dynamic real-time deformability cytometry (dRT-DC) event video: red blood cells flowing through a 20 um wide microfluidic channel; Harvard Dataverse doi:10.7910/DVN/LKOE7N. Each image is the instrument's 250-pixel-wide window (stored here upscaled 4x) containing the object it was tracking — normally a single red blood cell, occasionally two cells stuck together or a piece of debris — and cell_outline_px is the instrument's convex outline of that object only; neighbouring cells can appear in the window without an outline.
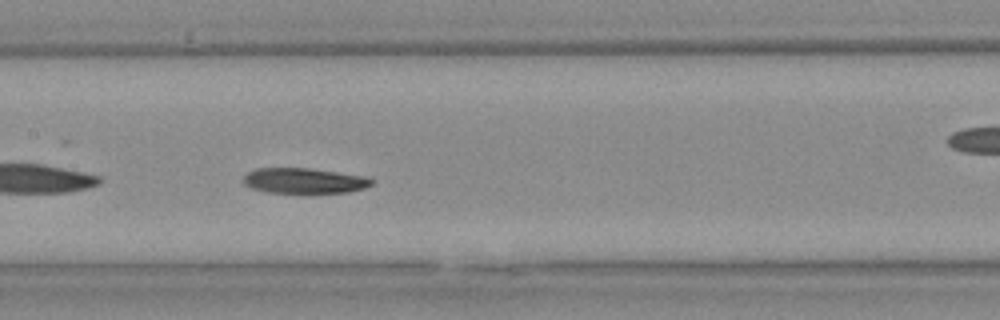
{"species": "Egyptian fruit bat (a non-hibernating species)", "species_latin": "Rousettus aegyptiacus", "temperature_condition": "warm", "stored_images_in_passage": 10, "segment_of_instrument_passage": [1, 2], "camera_frame_rate_fps": 3000, "um_per_image_px": 0.085, "animal": {"sex": "female"}, "frame": {"image": 1, "passage_image": 9, "time_ms": 2.667, "image_size_px": [1000, 320], "cell_outline_px": [[376, 180], [372, 184], [364, 188], [348, 192], [268, 192], [252, 188], [244, 184], [244, 176], [248, 172], [256, 168], [308, 168], [368, 176]], "centroid_in_image_um": [25.9, 15.34], "position_along_channel_um": 181.5, "area_um2": 18.84}}